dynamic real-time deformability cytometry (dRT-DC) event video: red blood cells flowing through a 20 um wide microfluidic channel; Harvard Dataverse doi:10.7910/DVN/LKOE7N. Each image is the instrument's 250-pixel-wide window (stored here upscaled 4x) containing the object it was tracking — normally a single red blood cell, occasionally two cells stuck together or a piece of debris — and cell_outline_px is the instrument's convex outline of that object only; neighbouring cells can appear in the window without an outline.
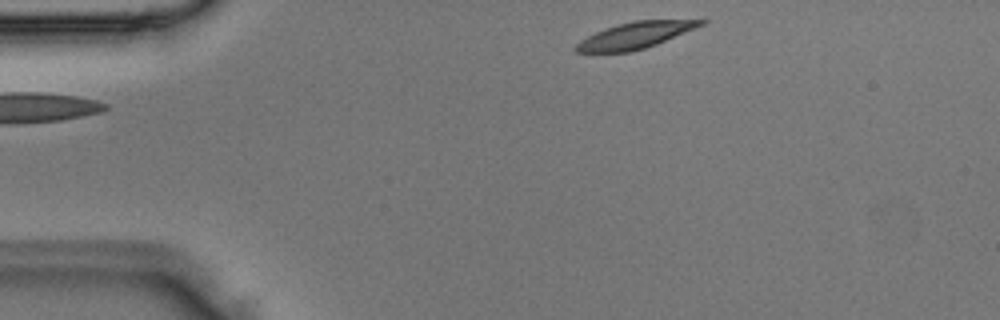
{"species": "Egyptian fruit bat (a non-hibernating species)", "species_latin": "Rousettus aegyptiacus", "temperature_condition": "room temperature", "stored_images_in_passage": 3, "camera_frame_rate_fps": 3000, "um_per_image_px": 0.085, "animal": {"sex": "male"}, "frame": {"image": 1, "passage_image": 1, "time_ms": 0.0, "image_size_px": [1000, 320], "cell_outline_px": [[708, 20], [704, 24], [656, 44], [644, 48], [628, 52], [576, 52], [572, 48], [580, 40], [604, 28], [636, 20]], "centroid_in_image_um": [53.93, 3.01], "position_along_channel_um": 31.1, "area_um2": 18.79}}